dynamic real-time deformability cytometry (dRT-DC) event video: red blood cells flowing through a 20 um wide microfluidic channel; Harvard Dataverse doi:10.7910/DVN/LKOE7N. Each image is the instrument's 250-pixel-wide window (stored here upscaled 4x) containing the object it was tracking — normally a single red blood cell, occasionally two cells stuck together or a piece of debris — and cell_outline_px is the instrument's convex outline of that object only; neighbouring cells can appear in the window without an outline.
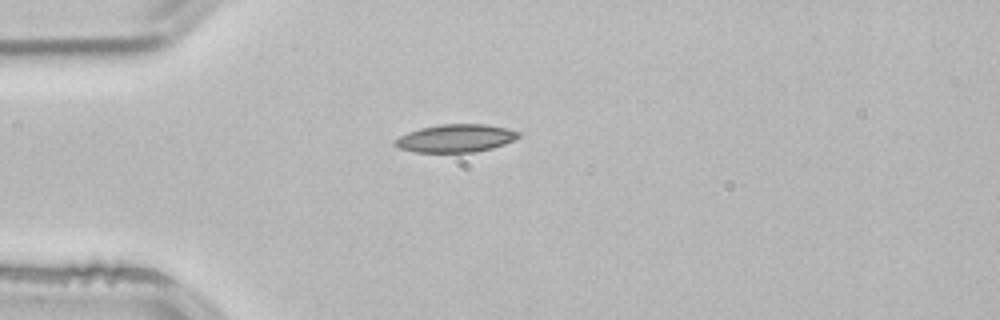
{"species": "common noctule bat (a hibernating species)", "species_latin": "Nyctalus noctula", "temperature_condition": "room temperature", "stored_images_in_passage": 1, "camera_frame_rate_fps": 3000, "um_per_image_px": 0.085, "animal": {"sex": "male", "body_mass_g": 21.5, "forearm_length_mm": 52.0}, "frame": {"image": 1, "passage_image": 1, "time_ms": 0.0, "image_size_px": [1000, 320], "cell_outline_px": [[520, 136], [516, 140], [492, 148], [472, 152], [416, 152], [400, 148], [396, 144], [396, 140], [400, 136], [408, 132], [420, 128], [440, 124], [484, 124], [504, 128], [520, 132]], "centroid_in_image_um": [38.77, 11.75], "position_along_channel_um": 46.2, "area_um2": 19.83}}